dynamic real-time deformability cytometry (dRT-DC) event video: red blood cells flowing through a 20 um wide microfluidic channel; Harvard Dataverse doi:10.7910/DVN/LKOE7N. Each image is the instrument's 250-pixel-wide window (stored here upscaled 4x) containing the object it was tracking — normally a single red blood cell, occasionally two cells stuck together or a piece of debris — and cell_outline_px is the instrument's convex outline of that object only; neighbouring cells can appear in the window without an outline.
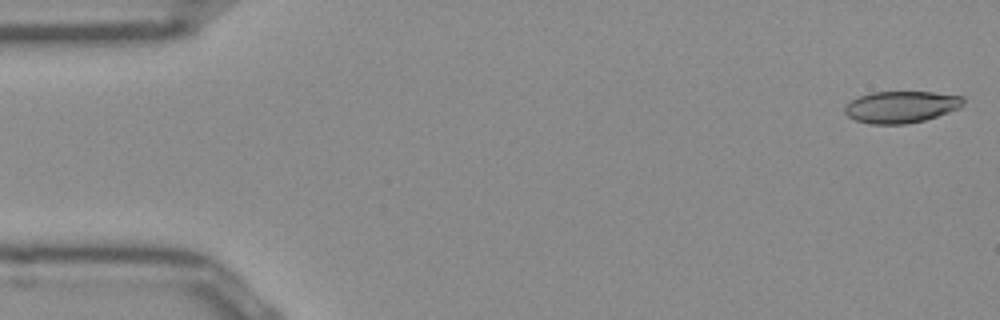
{"species": "Egyptian fruit bat (a non-hibernating species)", "species_latin": "Rousettus aegyptiacus", "temperature_condition": "room temperature", "stored_images_in_passage": 51, "camera_frame_rate_fps": 3000, "um_per_image_px": 0.085, "frame": {"image": 1, "passage_image": 1, "time_ms": 0.0, "image_size_px": [1000, 320], "cell_outline_px": [[964, 104], [960, 108], [924, 120], [904, 124], [868, 124], [856, 120], [848, 116], [844, 112], [844, 108], [852, 100], [860, 96], [872, 92], [932, 92], [964, 96]], "centroid_in_image_um": [76.61, 9.08], "position_along_channel_um": 8.4, "area_um2": 21.85}}
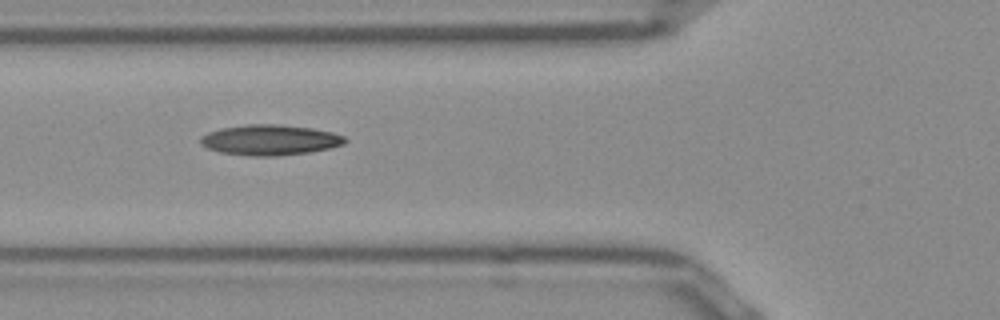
{"frame": {"image": 2, "passage_image": 18, "time_ms": 5.667, "image_size_px": [1000, 320], "cell_outline_px": [[348, 140], [344, 144], [328, 148], [308, 152], [276, 156], [248, 156], [220, 152], [208, 148], [200, 144], [200, 136], [208, 132], [220, 128], [248, 124], [276, 124], [312, 128], [332, 132], [344, 136]], "centroid_in_image_um": [22.92, 11.89], "position_along_channel_um": 102.9, "area_um2": 25.66}}
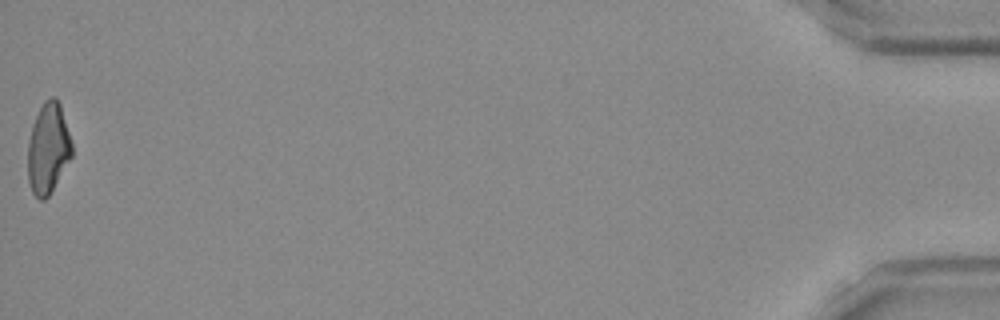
{"frame": {"image": 3, "passage_image": 51, "time_ms": 16.667, "image_size_px": [1000, 320], "cell_outline_px": [[72, 156], [48, 196], [44, 200], [40, 200], [32, 192], [28, 180], [28, 140], [32, 124], [44, 100], [52, 96], [56, 96], [60, 104], [72, 144]], "centroid_in_image_um": [4.08, 12.6], "position_along_channel_um": 431.1, "area_um2": 23.12}, "authors_computed_cell_mechanics": {"area_um2": 23.5246, "velocity_mm_per_s": 3.9295, "shape_relaxation_time_tau1_ms": null, "shape_relaxation_time_tau2_ms": 3.7225, "deformation_change_tau1": null, "deformation_change_tau2": 0.1248}}